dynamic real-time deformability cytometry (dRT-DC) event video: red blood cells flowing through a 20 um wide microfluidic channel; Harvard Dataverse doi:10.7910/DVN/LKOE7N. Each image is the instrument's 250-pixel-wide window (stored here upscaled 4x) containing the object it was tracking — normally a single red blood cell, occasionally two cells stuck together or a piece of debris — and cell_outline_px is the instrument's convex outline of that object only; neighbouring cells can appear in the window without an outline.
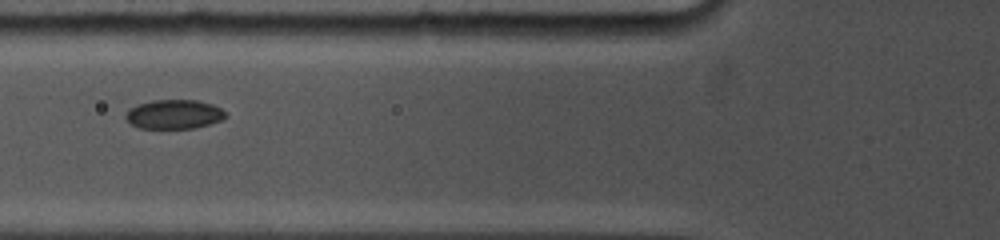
{"species": "common noctule bat (a hibernating species)", "species_latin": "Nyctalus noctula", "temperature_condition": "cold", "stored_images_in_passage": 6, "camera_frame_rate_fps": 5000, "um_per_image_px": 0.085, "animal": {"sex": "female", "body_mass_g": 19.0, "forearm_length_mm": 53.3}, "frame": {"image": 1, "passage_image": 5, "time_ms": 2.0, "image_size_px": [1000, 240], "cell_outline_px": [[228, 116], [224, 120], [192, 128], [140, 128], [132, 124], [124, 116], [128, 108], [136, 104], [152, 100], [196, 100], [212, 104], [220, 108]], "centroid_in_image_um": [14.78, 9.7], "position_along_channel_um": 111.0, "area_um2": 17.05}}